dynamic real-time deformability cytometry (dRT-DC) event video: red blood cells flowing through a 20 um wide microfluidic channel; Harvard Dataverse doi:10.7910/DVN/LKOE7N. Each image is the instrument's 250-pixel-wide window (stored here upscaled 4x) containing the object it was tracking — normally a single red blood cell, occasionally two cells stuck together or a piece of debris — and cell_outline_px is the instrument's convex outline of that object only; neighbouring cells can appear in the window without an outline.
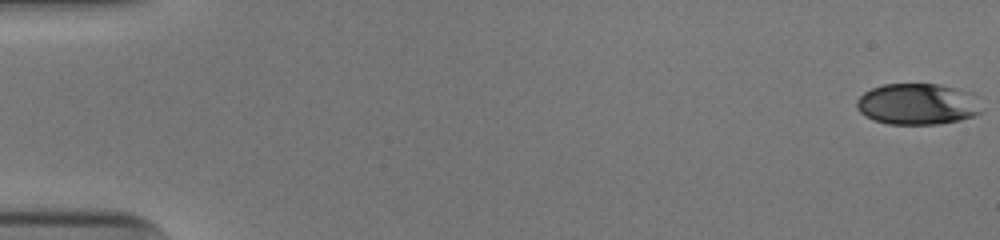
{"species": "human", "species_latin": "Homo sapiens", "temperature_condition": "cold", "stored_images_in_passage": 52, "camera_frame_rate_fps": 3000, "um_per_image_px": 0.085, "donor": {"sex": "male"}, "frame": {"image": 1, "passage_image": 1, "time_ms": 0.0, "image_size_px": [1000, 240], "cell_outline_px": [[980, 112], [972, 116], [960, 120], [940, 124], [888, 124], [864, 116], [856, 108], [856, 100], [864, 92], [872, 88], [884, 84], [936, 84], [956, 88], [972, 92]], "centroid_in_image_um": [77.93, 8.85], "position_along_channel_um": 7.1, "area_um2": 29.82}}
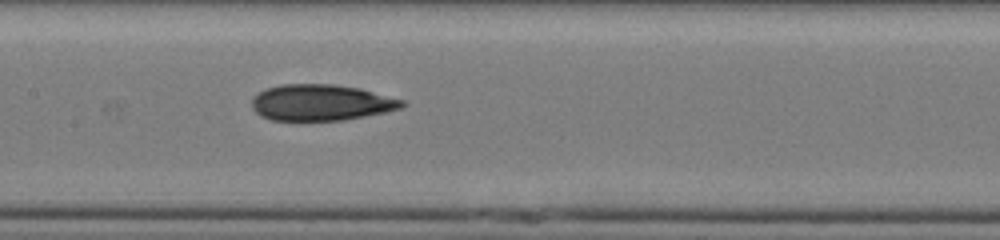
{"frame": {"image": 2, "passage_image": 27, "time_ms": 8.667, "image_size_px": [1000, 240], "cell_outline_px": [[408, 104], [400, 108], [384, 112], [344, 120], [272, 120], [260, 116], [252, 108], [252, 100], [260, 92], [268, 88], [280, 84], [332, 84], [360, 88], [404, 100]], "centroid_in_image_um": [27.31, 8.71], "position_along_channel_um": 180.1, "area_um2": 31.5}}
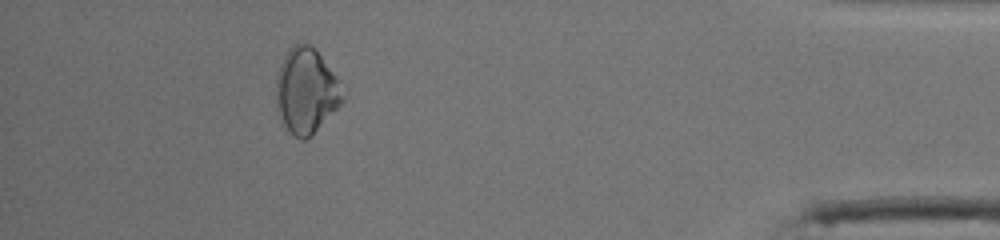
{"frame": {"image": 3, "passage_image": 48, "time_ms": 15.667, "image_size_px": [1000, 240], "cell_outline_px": [[348, 96], [304, 140], [300, 140], [284, 124], [276, 108], [276, 80], [280, 64], [284, 56], [292, 44], [308, 44], [316, 48], [348, 92]], "centroid_in_image_um": [26.05, 7.65], "position_along_channel_um": 409.1, "area_um2": 32.89}, "authors_computed_cell_mechanics": {"area_um2": 30.6051, "velocity_mm_per_s": 3.9707, "shape_relaxation_time_tau1_ms": null, "shape_relaxation_time_tau2_ms": 5.0453, "deformation_change_tau1": null, "deformation_change_tau2": 0.1222}}